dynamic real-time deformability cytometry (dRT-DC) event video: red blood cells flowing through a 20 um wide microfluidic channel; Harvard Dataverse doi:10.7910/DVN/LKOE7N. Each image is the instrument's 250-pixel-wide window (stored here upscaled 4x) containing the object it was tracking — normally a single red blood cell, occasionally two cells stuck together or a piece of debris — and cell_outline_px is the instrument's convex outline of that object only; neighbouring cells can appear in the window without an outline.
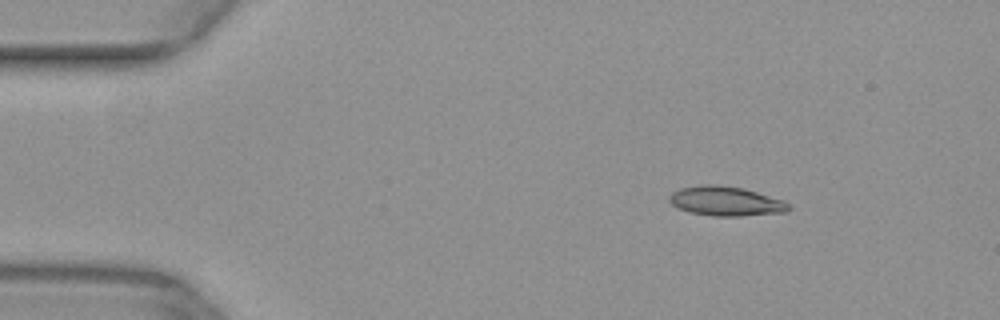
{"species": "common noctule bat (a hibernating species)", "species_latin": "Nyctalus noctula", "temperature_condition": "warm", "stored_images_in_passage": 47, "camera_frame_rate_fps": 3000, "um_per_image_px": 0.085, "animal": {"sex": "female", "body_mass_g": 29.2, "forearm_length_mm": 56.3}, "frame": {"image": 1, "passage_image": 4, "time_ms": 1.0, "image_size_px": [1000, 320], "cell_outline_px": [[792, 208], [788, 212], [740, 216], [712, 216], [688, 212], [672, 204], [668, 200], [668, 196], [672, 192], [680, 188], [704, 184], [716, 184], [744, 188], [784, 200]], "centroid_in_image_um": [61.7, 17.1], "position_along_channel_um": 23.3, "area_um2": 20.69}}
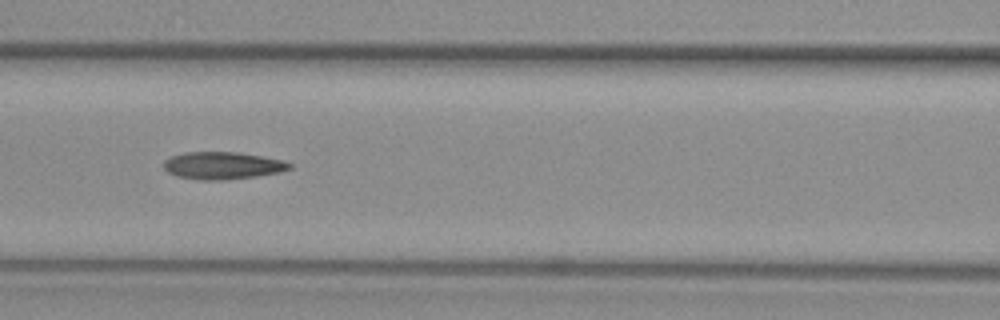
{"frame": {"image": 2, "passage_image": 19, "time_ms": 6.0, "image_size_px": [1000, 320], "cell_outline_px": [[292, 168], [280, 172], [256, 176], [224, 180], [200, 180], [176, 176], [168, 172], [164, 168], [164, 160], [172, 156], [184, 152], [240, 152], [284, 160], [292, 164]], "centroid_in_image_um": [18.93, 14.07], "position_along_channel_um": 147.7, "area_um2": 20.17}}
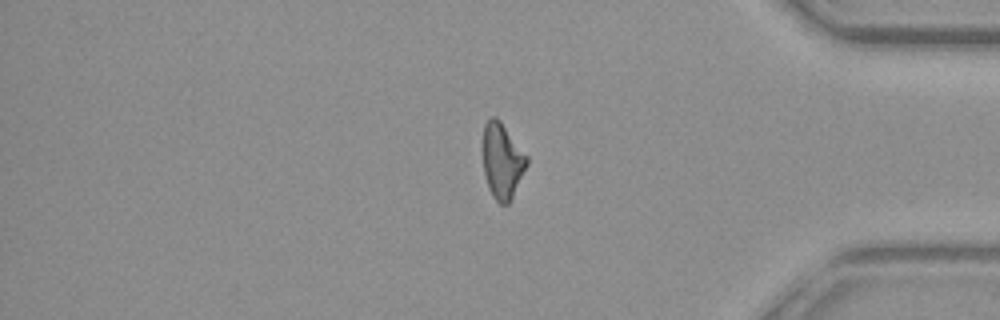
{"frame": {"image": 3, "passage_image": 39, "time_ms": 12.667, "image_size_px": [1000, 320], "cell_outline_px": [[528, 164], [508, 204], [500, 204], [492, 196], [488, 188], [484, 172], [484, 124], [492, 116], [496, 116], [500, 120], [528, 156]], "centroid_in_image_um": [42.7, 13.67], "position_along_channel_um": 392.5, "area_um2": 19.07}}